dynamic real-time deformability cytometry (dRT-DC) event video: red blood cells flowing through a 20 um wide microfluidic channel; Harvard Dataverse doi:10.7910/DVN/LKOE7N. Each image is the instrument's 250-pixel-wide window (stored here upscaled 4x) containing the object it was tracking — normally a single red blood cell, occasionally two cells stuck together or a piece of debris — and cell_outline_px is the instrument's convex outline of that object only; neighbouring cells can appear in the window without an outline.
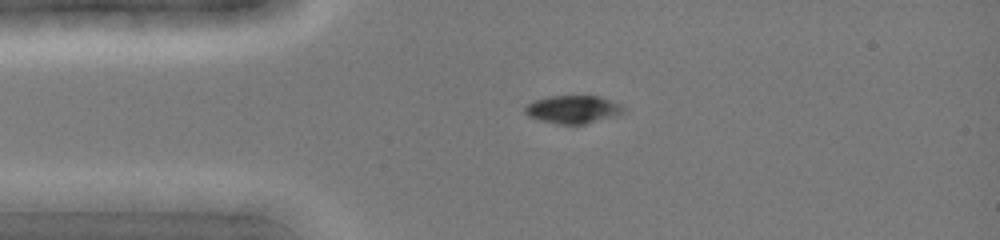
{"species": "common noctule bat (a hibernating species)", "species_latin": "Nyctalus noctula", "temperature_condition": "cold", "stored_images_in_passage": 35, "camera_frame_rate_fps": 3000, "um_per_image_px": 0.085, "animal": {"sex": "female", "body_mass_g": 19.0, "forearm_length_mm": 51.5}, "frame": {"image": 1, "passage_image": 1, "time_ms": 0.0, "image_size_px": [1000, 240], "cell_outline_px": [[624, 112], [612, 116], [584, 124], [556, 124], [540, 120], [528, 116], [524, 112], [524, 104], [532, 100], [548, 96], [600, 96], [624, 104]], "centroid_in_image_um": [48.66, 9.28], "position_along_channel_um": 36.3, "area_um2": 16.24}}
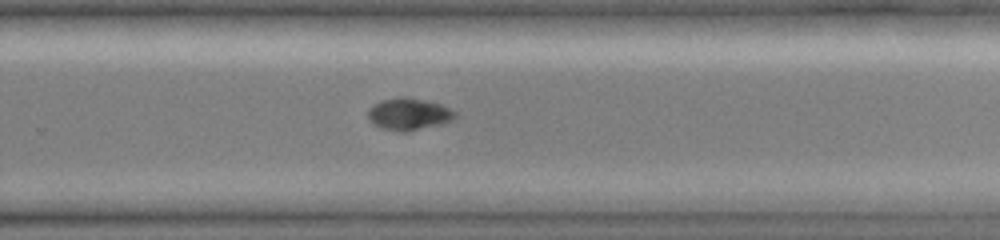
{"frame": {"image": 2, "passage_image": 20, "time_ms": 6.333, "image_size_px": [1000, 240], "cell_outline_px": [[456, 116], [448, 120], [436, 124], [404, 132], [400, 132], [384, 128], [368, 120], [368, 108], [380, 100], [400, 96], [404, 96], [440, 104], [456, 112]], "centroid_in_image_um": [34.67, 9.67], "position_along_channel_um": 295.1, "area_um2": 15.72}}
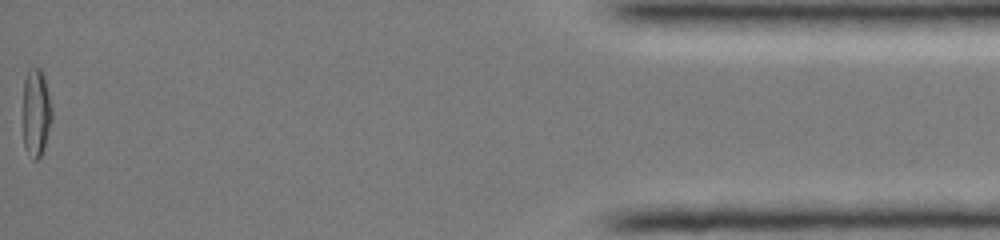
{"frame": {"image": 3, "passage_image": 35, "time_ms": 11.333, "image_size_px": [1000, 240], "cell_outline_px": [[52, 116], [44, 148], [40, 156], [36, 160], [32, 160], [24, 144], [24, 80], [28, 68], [40, 68], [44, 76], [52, 108]], "centroid_in_image_um": [3.07, 9.55], "position_along_channel_um": 432.1, "area_um2": 14.57}}